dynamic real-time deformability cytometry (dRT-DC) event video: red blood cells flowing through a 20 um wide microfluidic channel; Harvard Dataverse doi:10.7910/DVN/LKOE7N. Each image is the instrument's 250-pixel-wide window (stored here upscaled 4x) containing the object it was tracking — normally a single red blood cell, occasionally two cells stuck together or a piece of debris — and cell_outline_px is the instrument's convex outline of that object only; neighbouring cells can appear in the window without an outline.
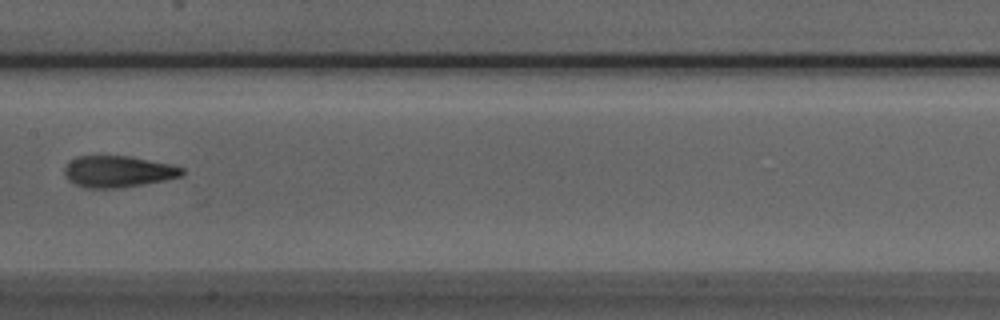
{"species": "Egyptian fruit bat (a non-hibernating species)", "species_latin": "Rousettus aegyptiacus", "temperature_condition": "room temperature", "stored_images_in_passage": 8, "camera_frame_rate_fps": 3000, "um_per_image_px": 0.085, "animal": {"sex": "male"}, "frame": {"image": 1, "passage_image": 7, "time_ms": 2.0, "image_size_px": [1000, 320], "cell_outline_px": [[184, 172], [180, 176], [164, 180], [144, 184], [116, 188], [88, 188], [76, 184], [68, 180], [64, 176], [64, 168], [72, 160], [80, 156], [132, 156], [172, 164], [184, 168]], "centroid_in_image_um": [10.05, 14.57], "position_along_channel_um": 197.3, "area_um2": 21.5}}
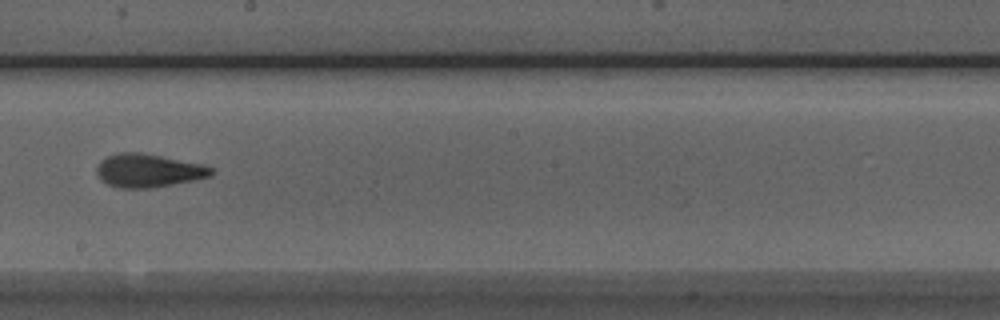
{"frame": {"image": 2, "passage_image": 8, "time_ms": 2.333, "image_size_px": [1000, 320], "cell_outline_px": [[212, 176], [152, 188], [120, 188], [108, 184], [100, 180], [96, 172], [96, 168], [100, 160], [108, 156], [120, 152], [140, 152], [204, 164], [212, 168]], "centroid_in_image_um": [12.58, 14.49], "position_along_channel_um": 235.6, "area_um2": 22.25}}